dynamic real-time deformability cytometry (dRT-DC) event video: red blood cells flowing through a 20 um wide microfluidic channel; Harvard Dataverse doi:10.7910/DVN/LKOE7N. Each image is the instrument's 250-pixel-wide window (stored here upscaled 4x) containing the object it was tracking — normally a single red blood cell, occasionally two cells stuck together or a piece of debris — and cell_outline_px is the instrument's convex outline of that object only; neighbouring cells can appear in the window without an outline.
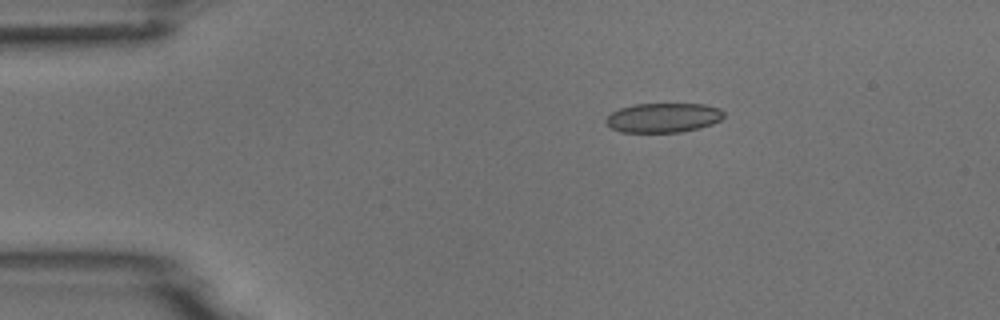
{"species": "common noctule bat (a hibernating species)", "species_latin": "Nyctalus noctula", "temperature_condition": "room temperature", "stored_images_in_passage": 9, "camera_frame_rate_fps": 3000, "um_per_image_px": 0.085, "animal": {"sex": "male", "body_mass_g": 18.8}, "frame": {"image": 1, "passage_image": 2, "time_ms": 2.0, "image_size_px": [1000, 320], "cell_outline_px": [[724, 116], [720, 120], [712, 124], [700, 128], [680, 132], [620, 132], [604, 124], [604, 120], [612, 112], [620, 108], [632, 104], [704, 104], [720, 108], [724, 112]], "centroid_in_image_um": [56.36, 10.0], "position_along_channel_um": 28.6, "area_um2": 20.4}}
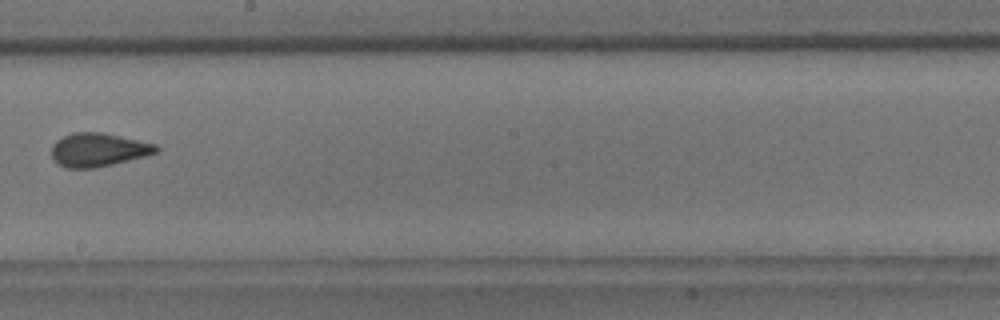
{"frame": {"image": 2, "passage_image": 8, "time_ms": 9.0, "image_size_px": [1000, 320], "cell_outline_px": [[160, 148], [156, 152], [144, 156], [96, 168], [64, 168], [52, 160], [52, 144], [56, 140], [72, 132], [100, 132], [156, 144]], "centroid_in_image_um": [8.3, 12.74], "position_along_channel_um": 239.9, "area_um2": 20.35}}
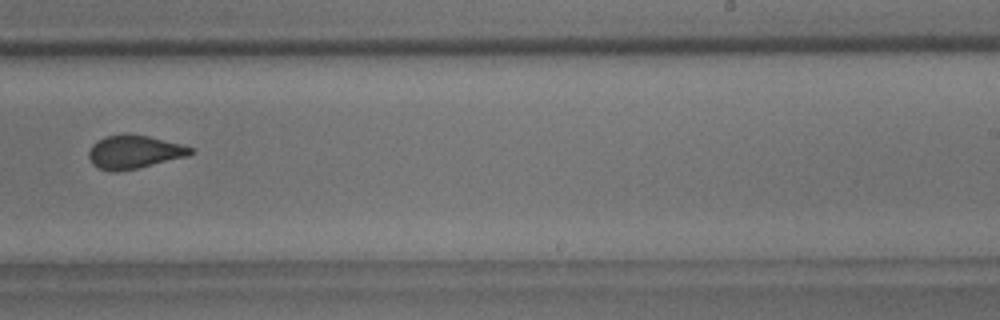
{"frame": {"image": 3, "passage_image": 9, "time_ms": 10.0, "image_size_px": [1000, 320], "cell_outline_px": [[196, 152], [188, 156], [120, 172], [112, 172], [100, 168], [92, 164], [88, 156], [88, 152], [92, 144], [104, 136], [148, 136], [196, 148]], "centroid_in_image_um": [11.42, 12.95], "position_along_channel_um": 277.6, "area_um2": 19.48}}